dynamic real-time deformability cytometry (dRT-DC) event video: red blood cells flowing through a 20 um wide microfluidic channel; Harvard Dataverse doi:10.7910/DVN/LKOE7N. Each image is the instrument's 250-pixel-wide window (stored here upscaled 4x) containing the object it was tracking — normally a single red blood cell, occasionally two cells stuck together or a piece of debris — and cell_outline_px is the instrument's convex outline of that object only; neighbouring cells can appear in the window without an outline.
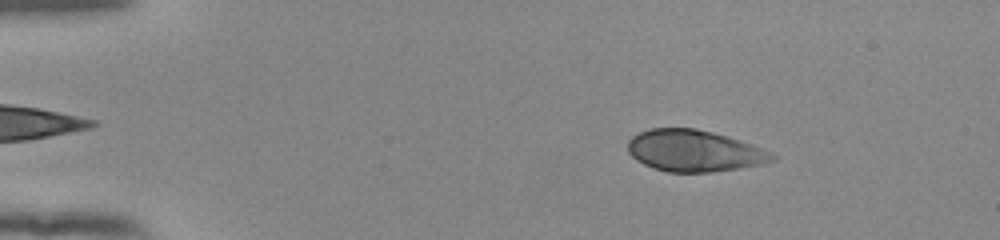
{"species": "human", "species_latin": "Homo sapiens", "temperature_condition": "room temperature", "stored_images_in_passage": 52, "camera_frame_rate_fps": 3000, "um_per_image_px": 0.085, "donor": {"sex": "female"}, "frame": {"image": 1, "passage_image": 8, "time_ms": 2.333, "image_size_px": [1000, 240], "cell_outline_px": [[780, 156], [776, 160], [760, 164], [712, 172], [668, 172], [652, 168], [636, 160], [628, 152], [628, 140], [632, 136], [648, 128], [696, 128], [712, 132], [752, 144]], "centroid_in_image_um": [58.99, 12.82], "position_along_channel_um": 26.0, "area_um2": 34.97}}
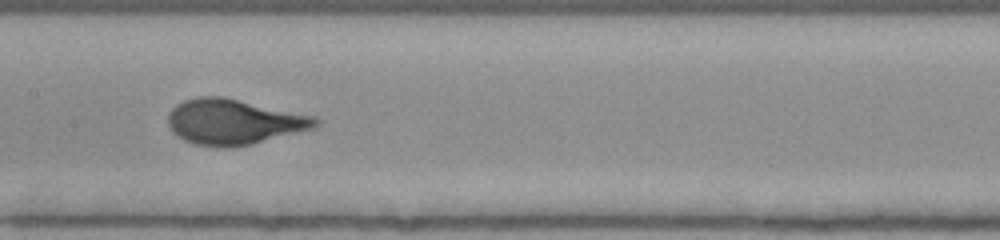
{"frame": {"image": 2, "passage_image": 27, "time_ms": 8.667, "image_size_px": [1000, 240], "cell_outline_px": [[320, 124], [312, 128], [252, 144], [228, 148], [220, 148], [192, 144], [176, 136], [172, 132], [168, 124], [168, 112], [176, 104], [184, 100], [196, 96], [224, 96], [312, 116], [320, 120]], "centroid_in_image_um": [19.8, 10.36], "position_along_channel_um": 187.6, "area_um2": 39.13}}
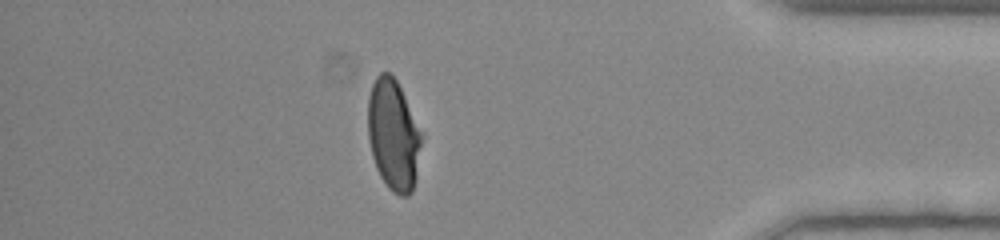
{"frame": {"image": 3, "passage_image": 46, "time_ms": 15.0, "image_size_px": [1000, 240], "cell_outline_px": [[424, 136], [416, 176], [412, 192], [408, 196], [400, 196], [392, 192], [388, 188], [380, 176], [376, 168], [372, 156], [368, 136], [368, 96], [372, 84], [376, 76], [380, 72], [392, 72]], "centroid_in_image_um": [33.44, 11.48], "position_along_channel_um": 401.8, "area_um2": 35.03}, "authors_computed_cell_mechanics": {"area_um2": 36.414, "velocity_mm_per_s": 3.9062, "shape_relaxation_time_tau1_ms": 3.8661, "shape_relaxation_time_tau2_ms": null, "deformation_change_tau1": 0.1966, "deformation_change_tau2": null}}